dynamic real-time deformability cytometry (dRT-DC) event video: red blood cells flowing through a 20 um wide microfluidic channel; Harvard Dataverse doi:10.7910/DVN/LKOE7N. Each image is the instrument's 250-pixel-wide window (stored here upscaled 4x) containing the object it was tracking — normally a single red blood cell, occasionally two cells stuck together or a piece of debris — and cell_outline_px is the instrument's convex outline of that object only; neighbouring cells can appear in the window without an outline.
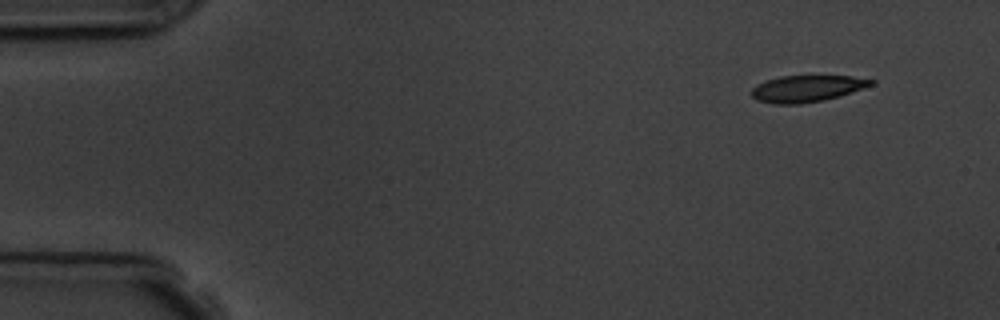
{"species": "common noctule bat (a hibernating species)", "species_latin": "Nyctalus noctula", "temperature_condition": "room temperature", "stored_images_in_passage": 4, "camera_frame_rate_fps": 3000, "um_per_image_px": 0.085, "animal": {"sex": "male", "body_mass_g": 19.5, "forearm_length_mm": 54.6}, "frame": {"image": 1, "passage_image": 1, "time_ms": 0.0, "image_size_px": [1000, 320], "cell_outline_px": [[876, 80], [872, 84], [852, 92], [840, 96], [824, 100], [800, 104], [776, 104], [756, 100], [752, 96], [752, 88], [756, 84], [764, 80], [780, 76], [852, 76]], "centroid_in_image_um": [68.55, 7.53], "position_along_channel_um": 16.5, "area_um2": 18.55}}
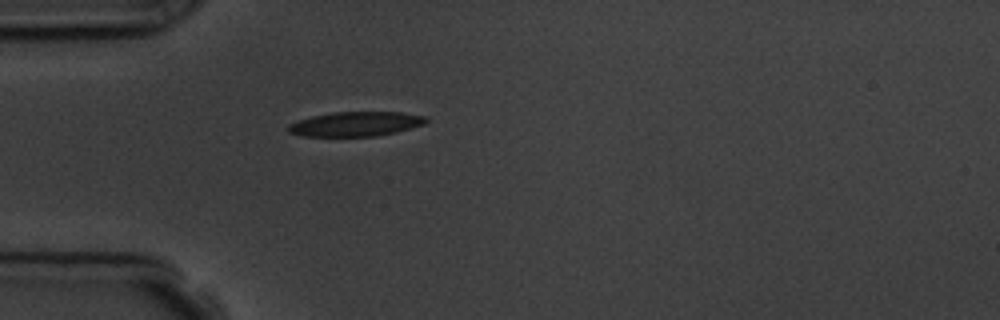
{"frame": {"image": 2, "passage_image": 4, "time_ms": 3.667, "image_size_px": [1000, 320], "cell_outline_px": [[428, 120], [424, 124], [396, 132], [376, 136], [304, 136], [288, 132], [288, 124], [312, 116], [332, 112], [400, 112], [424, 116]], "centroid_in_image_um": [30.23, 10.54], "position_along_channel_um": 54.8, "area_um2": 19.54}}